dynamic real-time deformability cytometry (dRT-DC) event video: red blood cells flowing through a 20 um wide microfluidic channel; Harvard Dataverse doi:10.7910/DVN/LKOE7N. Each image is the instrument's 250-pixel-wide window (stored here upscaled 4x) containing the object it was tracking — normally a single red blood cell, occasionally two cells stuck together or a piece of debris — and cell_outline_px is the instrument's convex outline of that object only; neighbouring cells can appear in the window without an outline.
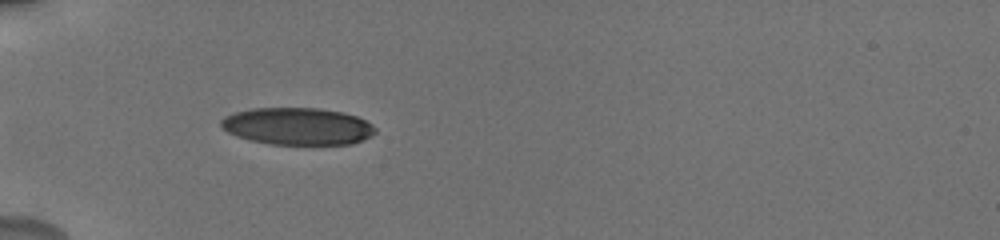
{"species": "human", "species_latin": "Homo sapiens", "temperature_condition": "cold", "stored_images_in_passage": 34, "camera_frame_rate_fps": 3000, "um_per_image_px": 0.085, "donor": {"sex": "male"}, "frame": {"image": 1, "passage_image": 2, "time_ms": 0.667, "image_size_px": [1000, 240], "cell_outline_px": [[376, 132], [372, 136], [352, 144], [272, 144], [252, 140], [236, 136], [228, 132], [220, 124], [220, 120], [224, 116], [236, 112], [252, 108], [320, 108], [344, 112], [356, 116], [372, 124], [376, 128]], "centroid_in_image_um": [25.31, 10.72], "position_along_channel_um": 59.7, "area_um2": 33.41}}
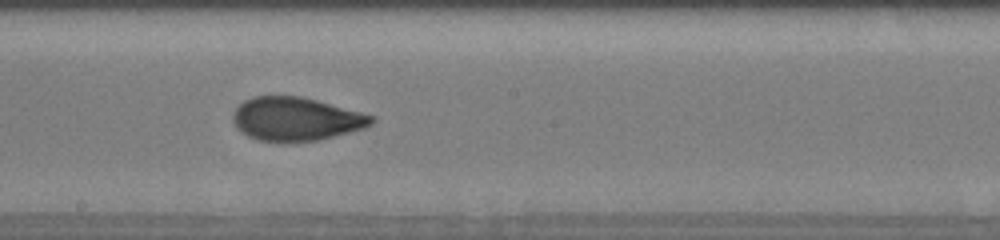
{"frame": {"image": 2, "passage_image": 14, "time_ms": 5.333, "image_size_px": [1000, 240], "cell_outline_px": [[376, 120], [372, 124], [364, 128], [320, 140], [260, 140], [248, 136], [240, 132], [236, 128], [232, 120], [232, 112], [244, 100], [252, 96], [300, 96], [316, 100], [376, 116]], "centroid_in_image_um": [25.15, 10.09], "position_along_channel_um": 223.1, "area_um2": 34.85}}
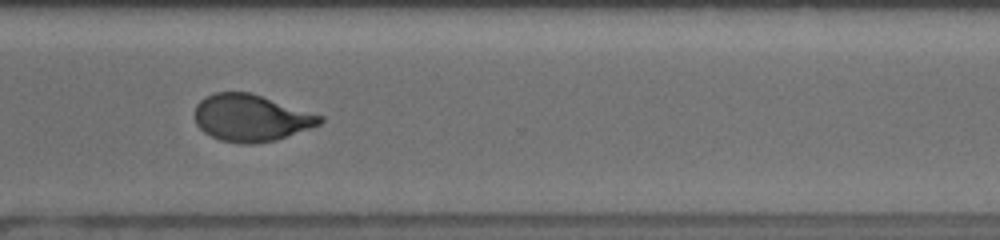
{"frame": {"image": 3, "passage_image": 23, "time_ms": 8.667, "image_size_px": [1000, 240], "cell_outline_px": [[324, 120], [320, 124], [276, 140], [252, 144], [240, 144], [220, 140], [204, 132], [196, 124], [196, 104], [204, 96], [216, 92], [248, 92], [324, 116]], "centroid_in_image_um": [21.32, 10.03], "position_along_channel_um": 349.3, "area_um2": 33.93}, "authors_computed_cell_mechanics": {"area_um2": 34.9112, "velocity_mm_per_s": 3.791, "shape_relaxation_time_tau1_ms": 4.8444, "shape_relaxation_time_tau2_ms": 0.885, "deformation_change_tau1": 0.1833, "deformation_change_tau2": 0.0655}}